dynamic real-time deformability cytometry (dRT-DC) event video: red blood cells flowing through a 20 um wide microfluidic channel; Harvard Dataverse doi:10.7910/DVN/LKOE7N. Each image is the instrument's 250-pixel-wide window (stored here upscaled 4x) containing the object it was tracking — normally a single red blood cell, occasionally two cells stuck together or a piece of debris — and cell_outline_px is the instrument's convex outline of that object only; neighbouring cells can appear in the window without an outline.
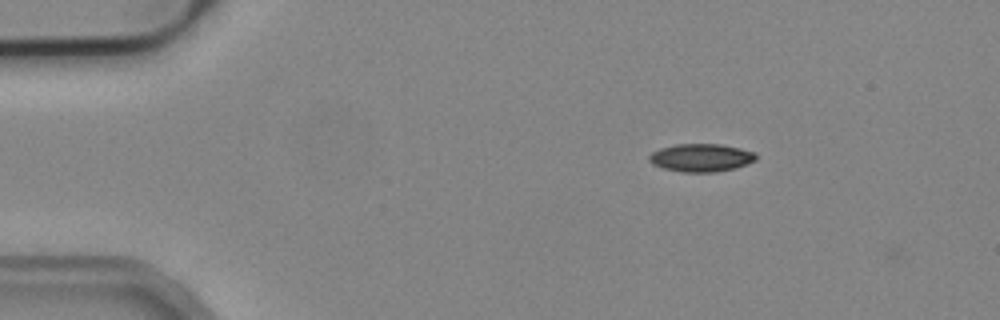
{"species": "common noctule bat (a hibernating species)", "species_latin": "Nyctalus noctula", "temperature_condition": "cold", "stored_images_in_passage": 4, "camera_frame_rate_fps": 3000, "um_per_image_px": 0.085, "animal": {"sex": "male", "body_mass_g": 19.2, "forearm_length_mm": 51.8}, "frame": {"image": 1, "passage_image": 1, "time_ms": 0.0, "image_size_px": [1000, 320], "cell_outline_px": [[756, 160], [732, 168], [716, 172], [680, 172], [664, 168], [652, 164], [648, 160], [648, 156], [652, 152], [660, 148], [676, 144], [720, 144], [740, 148], [756, 152]], "centroid_in_image_um": [59.56, 13.4], "position_along_channel_um": 25.4, "area_um2": 17.34}}